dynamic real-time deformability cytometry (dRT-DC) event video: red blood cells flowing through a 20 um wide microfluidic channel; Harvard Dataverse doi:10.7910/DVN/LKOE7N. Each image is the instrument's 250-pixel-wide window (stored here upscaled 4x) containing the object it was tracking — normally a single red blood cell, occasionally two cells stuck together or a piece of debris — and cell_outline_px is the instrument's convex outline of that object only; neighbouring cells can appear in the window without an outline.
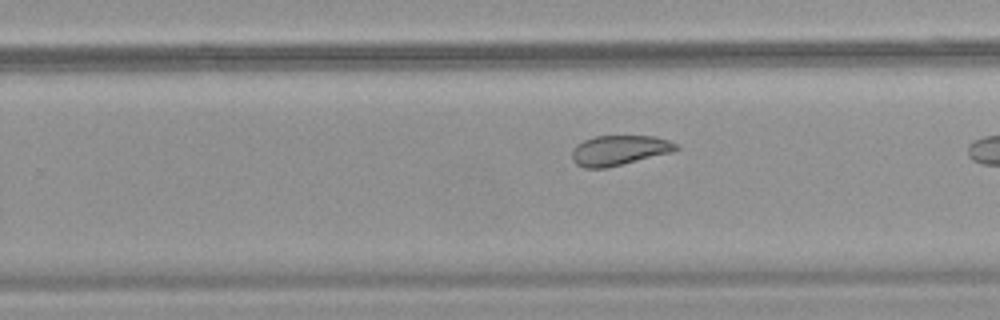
{"species": "common noctule bat (a hibernating species)", "species_latin": "Nyctalus noctula", "temperature_condition": "warm", "stored_images_in_passage": 29, "camera_frame_rate_fps": 3000, "um_per_image_px": 0.085, "animal": {"sex": "female", "body_mass_g": 18.4}, "frame": {"image": 1, "passage_image": 21, "time_ms": 6.667, "image_size_px": [1000, 320], "cell_outline_px": [[680, 148], [672, 152], [604, 168], [584, 168], [576, 164], [572, 160], [572, 148], [576, 144], [584, 140], [596, 136], [652, 136], [668, 140], [676, 144]], "centroid_in_image_um": [52.59, 12.77], "position_along_channel_um": 277.2, "area_um2": 18.03}}